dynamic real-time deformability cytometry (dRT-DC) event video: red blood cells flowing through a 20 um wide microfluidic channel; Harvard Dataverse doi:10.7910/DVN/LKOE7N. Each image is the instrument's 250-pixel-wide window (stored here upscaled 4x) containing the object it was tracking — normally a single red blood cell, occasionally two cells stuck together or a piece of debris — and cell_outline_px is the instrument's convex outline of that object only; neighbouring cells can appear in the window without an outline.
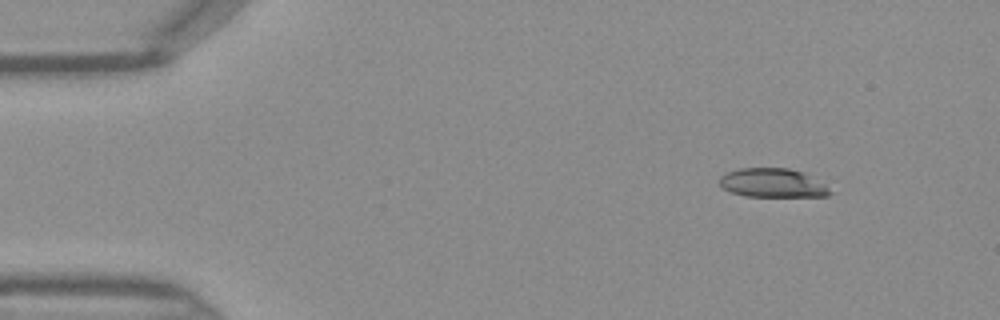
{"species": "Egyptian fruit bat (a non-hibernating species)", "species_latin": "Rousettus aegyptiacus", "temperature_condition": "warm", "stored_images_in_passage": 41, "camera_frame_rate_fps": 3000, "um_per_image_px": 0.085, "frame": {"image": 1, "passage_image": 1, "time_ms": 0.0, "image_size_px": [1000, 320], "cell_outline_px": [[836, 192], [828, 196], [744, 196], [732, 192], [724, 188], [720, 184], [720, 176], [728, 172], [740, 168], [788, 168], [804, 172], [824, 184]], "centroid_in_image_um": [65.72, 15.55], "position_along_channel_um": 19.3, "area_um2": 18.61}}
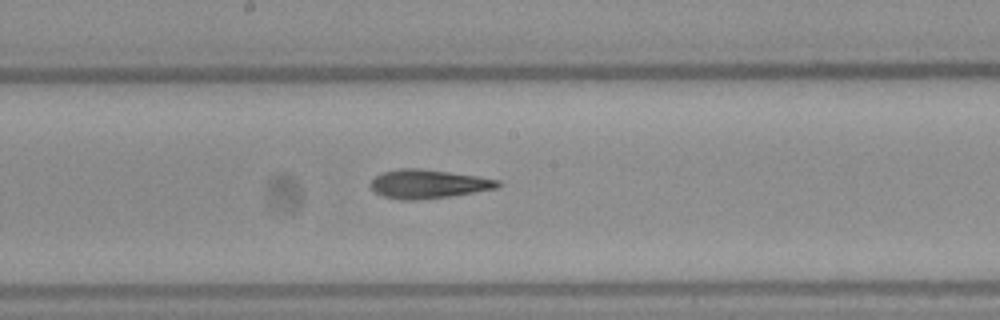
{"frame": {"image": 2, "passage_image": 20, "time_ms": 6.333, "image_size_px": [1000, 320], "cell_outline_px": [[504, 184], [496, 188], [448, 196], [416, 200], [400, 200], [384, 196], [376, 192], [368, 184], [376, 176], [384, 172], [400, 168], [416, 168], [448, 172], [476, 176], [500, 180]], "centroid_in_image_um": [36.39, 15.63], "position_along_channel_um": 211.8, "area_um2": 21.04}}
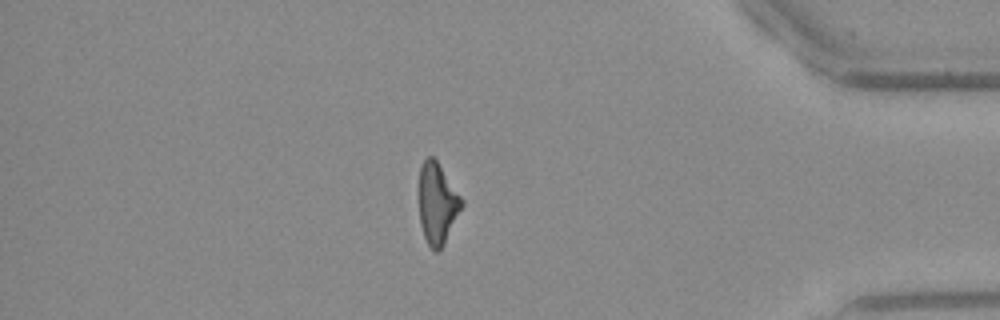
{"frame": {"image": 3, "passage_image": 35, "time_ms": 11.333, "image_size_px": [1000, 320], "cell_outline_px": [[464, 204], [444, 244], [436, 252], [428, 244], [424, 236], [420, 224], [420, 168], [424, 160], [428, 156], [432, 156], [436, 160], [464, 200]], "centroid_in_image_um": [37.19, 17.3], "position_along_channel_um": 398.0, "area_um2": 19.83}}